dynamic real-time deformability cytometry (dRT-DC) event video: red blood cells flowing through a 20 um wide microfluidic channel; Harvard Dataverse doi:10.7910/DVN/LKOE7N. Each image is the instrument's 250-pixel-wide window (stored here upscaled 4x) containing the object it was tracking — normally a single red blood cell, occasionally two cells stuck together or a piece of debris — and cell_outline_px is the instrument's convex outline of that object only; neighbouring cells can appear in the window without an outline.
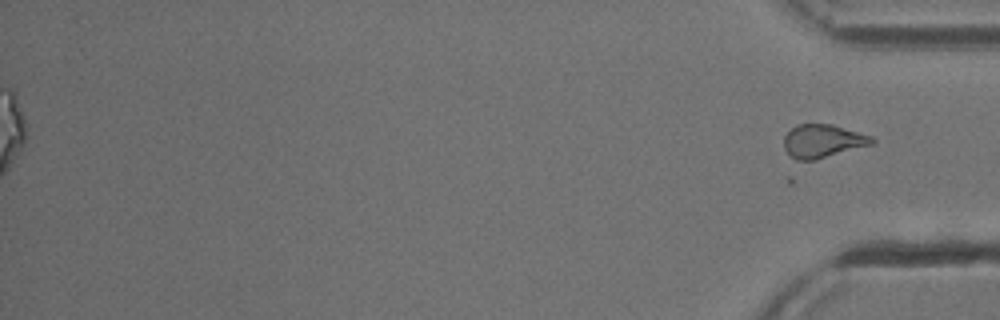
{"species": "common noctule bat (a hibernating species)", "species_latin": "Nyctalus noctula", "temperature_condition": "cold", "stored_images_in_passage": 48, "segment_of_instrument_passage": [2, 2], "camera_frame_rate_fps": 3000, "um_per_image_px": 0.085, "animal": {"sex": "male", "body_mass_g": 13.3}, "frame": {"image": 1, "passage_image": 48, "time_ms": 15.667, "image_size_px": [1000, 320], "cell_outline_px": [[876, 140], [872, 144], [816, 160], [796, 160], [784, 148], [784, 136], [796, 124], [832, 124], [872, 136]], "centroid_in_image_um": [69.94, 11.99], "position_along_channel_um": 365.3, "area_um2": 16.99}}